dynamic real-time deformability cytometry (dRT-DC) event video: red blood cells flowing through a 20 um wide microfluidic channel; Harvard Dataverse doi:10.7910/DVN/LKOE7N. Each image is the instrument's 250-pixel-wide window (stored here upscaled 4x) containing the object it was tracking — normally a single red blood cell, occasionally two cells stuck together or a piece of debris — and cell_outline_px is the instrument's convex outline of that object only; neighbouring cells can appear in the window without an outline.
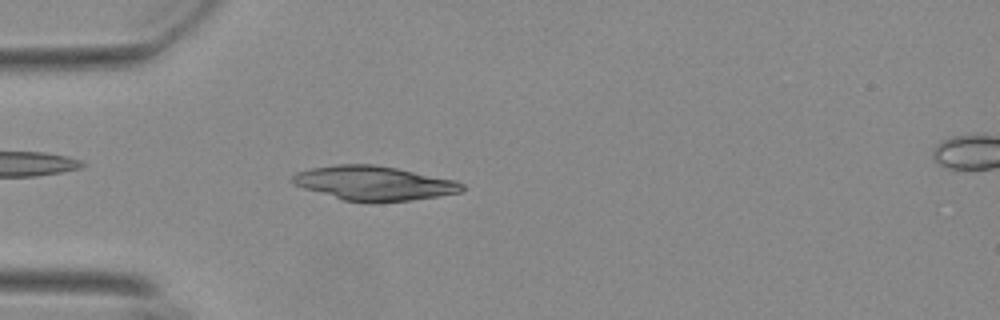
{"species": "Egyptian fruit bat (a non-hibernating species)", "species_latin": "Rousettus aegyptiacus", "temperature_condition": "warm", "stored_images_in_passage": 50, "camera_frame_rate_fps": 3000, "um_per_image_px": 0.085, "animal": {"sex": "female"}, "frame": {"image": 1, "passage_image": 11, "time_ms": 3.333, "image_size_px": [1000, 320], "cell_outline_px": [[464, 188], [460, 192], [436, 196], [408, 200], [344, 200], [304, 188], [292, 184], [288, 180], [296, 172], [312, 168], [336, 164], [376, 164], [456, 180], [464, 184]], "centroid_in_image_um": [31.74, 15.53], "position_along_channel_um": 53.3, "area_um2": 33.18}}
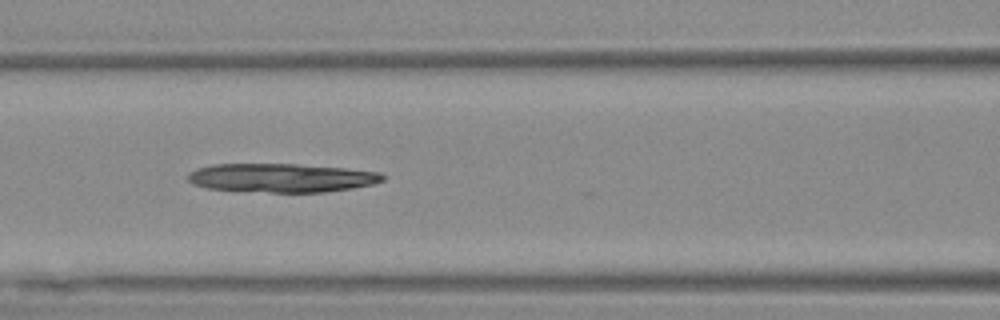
{"frame": {"image": 2, "passage_image": 19, "time_ms": 6.0, "image_size_px": [1000, 320], "cell_outline_px": [[384, 180], [372, 184], [352, 188], [324, 192], [272, 192], [208, 188], [196, 184], [188, 180], [188, 172], [196, 168], [212, 164], [296, 164], [348, 168], [380, 172], [384, 176]], "centroid_in_image_um": [23.95, 15.1], "position_along_channel_um": 142.7, "area_um2": 32.48}}
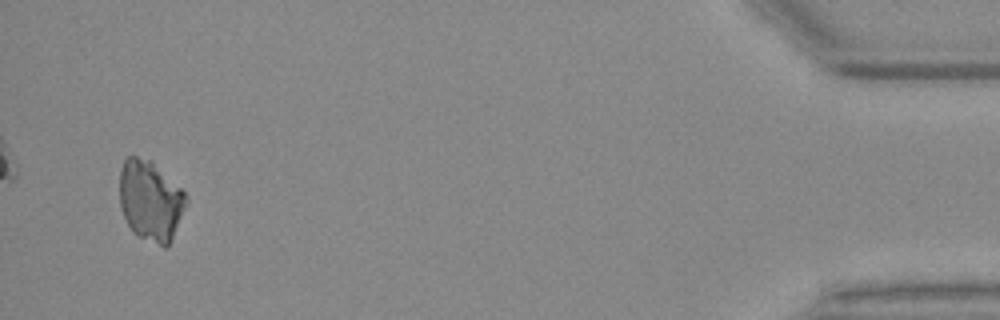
{"frame": {"image": 3, "passage_image": 48, "time_ms": 15.667, "image_size_px": [1000, 320], "cell_outline_px": [[188, 204], [168, 244], [164, 248], [132, 232], [120, 208], [120, 168], [124, 160], [128, 156], [136, 156], [152, 160], [188, 196]], "centroid_in_image_um": [12.79, 17.03], "position_along_channel_um": 422.4, "area_um2": 31.15}}